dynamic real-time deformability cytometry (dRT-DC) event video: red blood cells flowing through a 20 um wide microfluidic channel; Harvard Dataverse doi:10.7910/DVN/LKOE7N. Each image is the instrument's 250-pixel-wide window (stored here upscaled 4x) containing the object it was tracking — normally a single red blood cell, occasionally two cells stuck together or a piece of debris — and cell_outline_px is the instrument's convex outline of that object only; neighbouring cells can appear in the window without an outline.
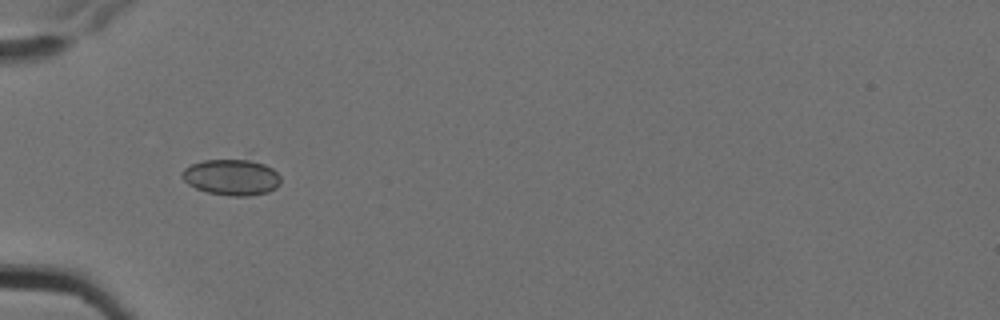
{"species": "Egyptian fruit bat (a non-hibernating species)", "species_latin": "Rousettus aegyptiacus", "temperature_condition": "cold", "stored_images_in_passage": 6, "camera_frame_rate_fps": 3000, "um_per_image_px": 0.085, "animal": {"sex": "female"}, "frame": {"image": 1, "passage_image": 5, "time_ms": 1.333, "image_size_px": [1000, 320], "cell_outline_px": [[280, 184], [276, 188], [268, 192], [248, 196], [232, 196], [208, 192], [196, 188], [188, 184], [180, 176], [180, 172], [184, 168], [192, 164], [204, 160], [248, 160], [264, 164], [272, 168], [280, 176]], "centroid_in_image_um": [19.67, 15.07], "position_along_channel_um": 65.3, "area_um2": 20.63}}